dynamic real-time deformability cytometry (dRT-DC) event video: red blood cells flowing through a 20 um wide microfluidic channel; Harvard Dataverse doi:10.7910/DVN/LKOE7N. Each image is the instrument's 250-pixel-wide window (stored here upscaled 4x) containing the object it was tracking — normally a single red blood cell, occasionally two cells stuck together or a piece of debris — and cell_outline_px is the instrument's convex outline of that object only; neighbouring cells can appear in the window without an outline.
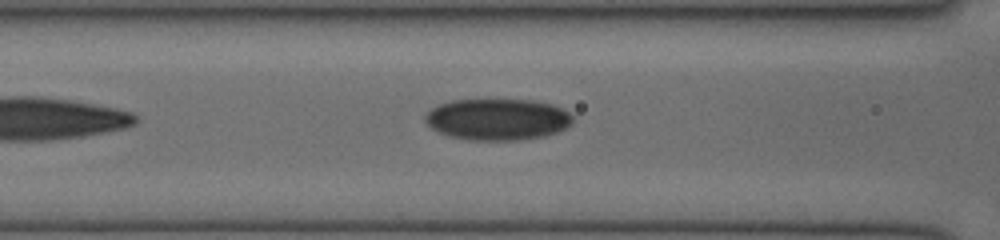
{"species": "human", "species_latin": "Homo sapiens", "temperature_condition": "cold", "stored_images_in_passage": 27, "camera_frame_rate_fps": 3000, "um_per_image_px": 0.085, "donor": {"sex": "female"}, "frame": {"image": 1, "passage_image": 5, "time_ms": 1.333, "image_size_px": [1000, 240], "cell_outline_px": [[572, 124], [568, 128], [544, 136], [520, 140], [468, 140], [448, 136], [432, 128], [424, 120], [424, 116], [432, 108], [440, 104], [452, 100], [532, 100], [552, 104], [568, 112], [572, 116]], "centroid_in_image_um": [42.3, 10.15], "position_along_channel_um": 124.3, "area_um2": 35.66}}
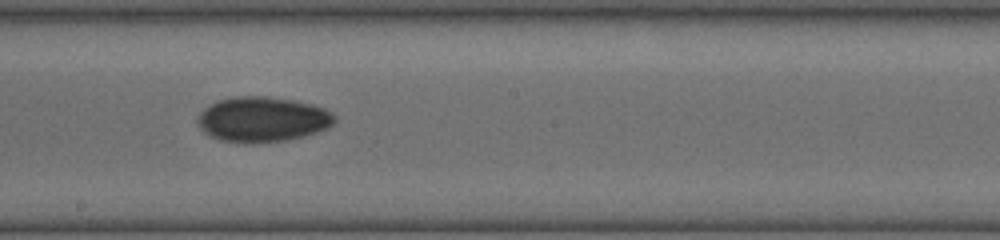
{"frame": {"image": 2, "passage_image": 12, "time_ms": 3.667, "image_size_px": [1000, 240], "cell_outline_px": [[336, 120], [328, 128], [304, 136], [288, 140], [248, 144], [220, 140], [208, 136], [200, 128], [196, 120], [200, 112], [208, 104], [216, 100], [236, 96], [268, 96], [292, 100], [312, 104], [324, 108], [332, 112], [336, 116]], "centroid_in_image_um": [22.28, 10.15], "position_along_channel_um": 225.9, "area_um2": 36.53}}
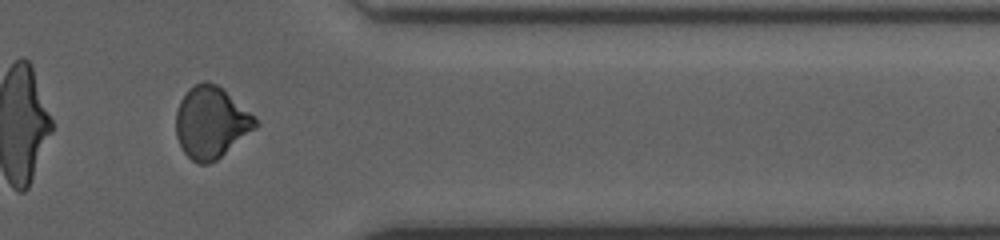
{"frame": {"image": 3, "passage_image": 24, "time_ms": 7.667, "image_size_px": [1000, 240], "cell_outline_px": [[260, 124], [256, 128], [216, 160], [208, 164], [200, 164], [192, 160], [184, 152], [176, 136], [176, 112], [180, 100], [188, 88], [204, 80], [208, 80], [224, 88], [256, 116]], "centroid_in_image_um": [17.96, 10.37], "position_along_channel_um": 393.4, "area_um2": 33.52}}